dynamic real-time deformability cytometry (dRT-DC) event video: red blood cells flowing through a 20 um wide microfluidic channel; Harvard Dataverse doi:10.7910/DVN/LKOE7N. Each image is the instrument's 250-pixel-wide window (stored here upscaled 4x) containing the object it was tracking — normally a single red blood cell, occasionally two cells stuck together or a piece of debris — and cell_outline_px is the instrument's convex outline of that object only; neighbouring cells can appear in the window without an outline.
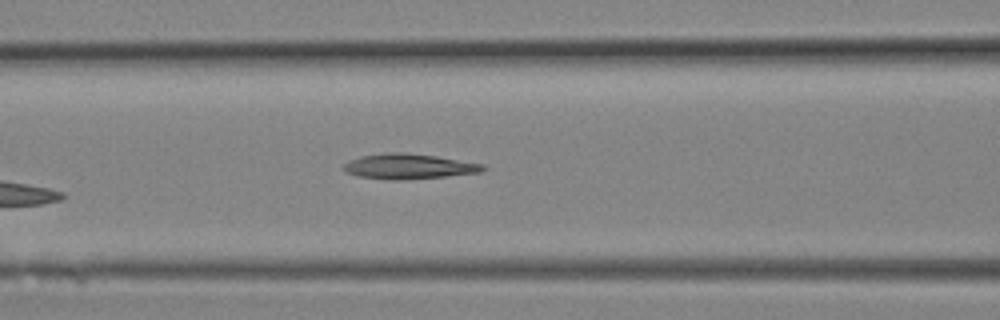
{"species": "Egyptian fruit bat (a non-hibernating species)", "species_latin": "Rousettus aegyptiacus", "temperature_condition": "room temperature", "stored_images_in_passage": 6, "camera_frame_rate_fps": 3000, "um_per_image_px": 0.085, "animal": {"sex": "female"}, "frame": {"image": 1, "passage_image": 6, "time_ms": 1.667, "image_size_px": [1000, 320], "cell_outline_px": [[488, 168], [480, 172], [408, 180], [392, 180], [356, 176], [340, 168], [348, 160], [360, 156], [384, 152], [404, 152], [436, 156], [484, 164]], "centroid_in_image_um": [34.7, 14.14], "position_along_channel_um": 131.9, "area_um2": 20.63}}